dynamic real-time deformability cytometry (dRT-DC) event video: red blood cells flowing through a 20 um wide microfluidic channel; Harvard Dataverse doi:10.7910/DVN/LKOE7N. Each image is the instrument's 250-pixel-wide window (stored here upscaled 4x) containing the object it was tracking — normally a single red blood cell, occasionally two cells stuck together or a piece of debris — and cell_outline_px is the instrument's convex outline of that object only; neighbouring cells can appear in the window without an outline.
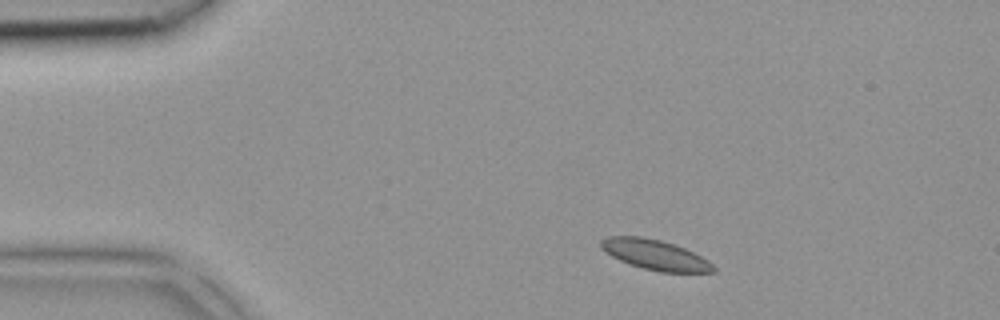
{"species": "common noctule bat (a hibernating species)", "species_latin": "Nyctalus noctula", "temperature_condition": "room temperature", "stored_images_in_passage": 39, "camera_frame_rate_fps": 3000, "um_per_image_px": 0.085, "animal": {"sex": "female", "body_mass_g": 18.4}, "frame": {"image": 1, "passage_image": 3, "time_ms": 0.667, "image_size_px": [1000, 320], "cell_outline_px": [[716, 272], [660, 272], [628, 264], [604, 252], [600, 248], [600, 240], [608, 236], [640, 236], [660, 240], [684, 248], [708, 260], [716, 268]], "centroid_in_image_um": [55.65, 21.65], "position_along_channel_um": 29.4, "area_um2": 19.65}}
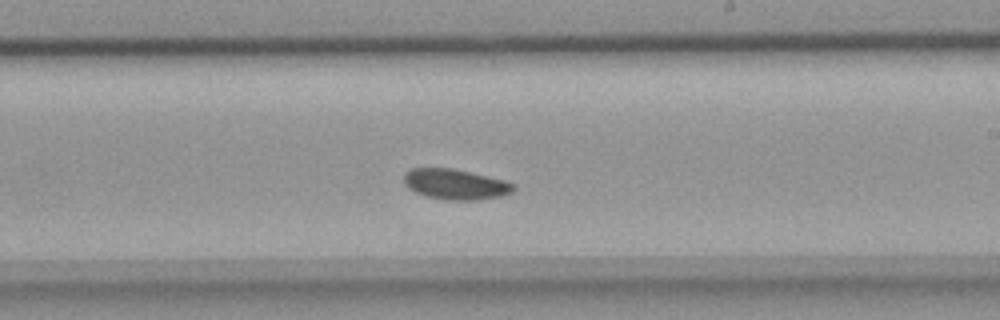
{"frame": {"image": 2, "passage_image": 21, "time_ms": 6.667, "image_size_px": [1000, 320], "cell_outline_px": [[516, 188], [512, 192], [504, 196], [476, 200], [444, 200], [428, 196], [416, 192], [408, 188], [404, 184], [404, 172], [412, 168], [452, 168], [488, 176], [504, 180], [516, 184]], "centroid_in_image_um": [38.73, 15.66], "position_along_channel_um": 250.3, "area_um2": 19.59}}
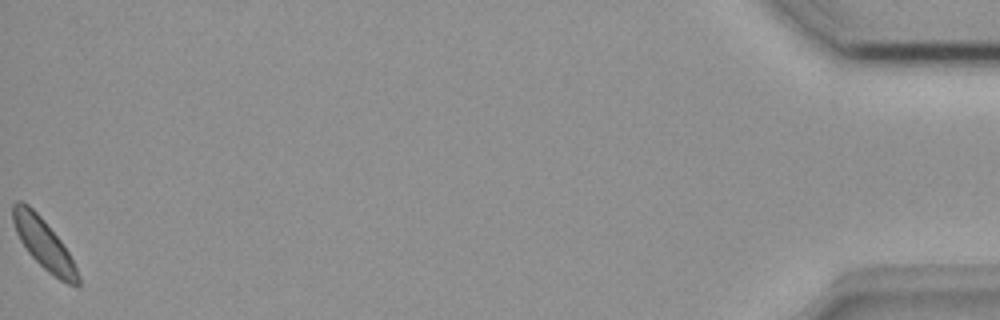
{"frame": {"image": 3, "passage_image": 39, "time_ms": 12.667, "image_size_px": [1000, 320], "cell_outline_px": [[80, 284], [76, 288], [60, 280], [48, 272], [28, 252], [20, 240], [16, 232], [12, 220], [12, 204], [16, 200], [20, 200], [28, 204], [40, 216], [60, 240], [68, 252], [80, 276]], "centroid_in_image_um": [3.71, 20.73], "position_along_channel_um": 431.5, "area_um2": 18.9}}